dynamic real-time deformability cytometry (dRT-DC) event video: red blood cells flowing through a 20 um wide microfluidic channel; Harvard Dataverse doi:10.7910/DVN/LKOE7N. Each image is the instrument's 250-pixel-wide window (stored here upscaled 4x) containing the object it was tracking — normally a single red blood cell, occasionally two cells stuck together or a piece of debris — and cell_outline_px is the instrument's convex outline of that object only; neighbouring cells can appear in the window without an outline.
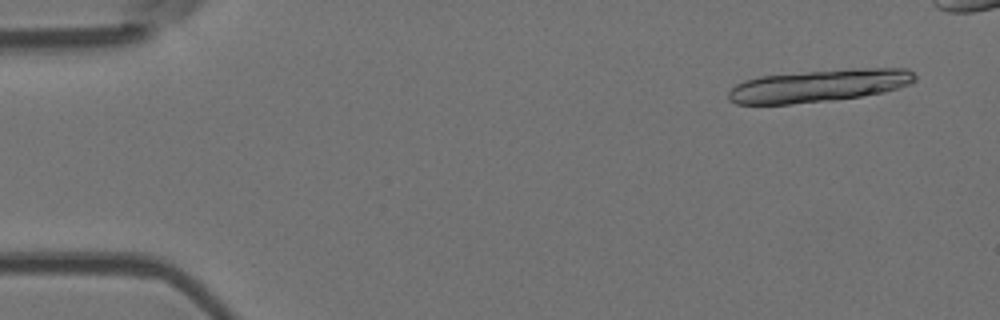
{"species": "Egyptian fruit bat (a non-hibernating species)", "species_latin": "Rousettus aegyptiacus", "temperature_condition": "room temperature", "stored_images_in_passage": 5, "camera_frame_rate_fps": 3000, "um_per_image_px": 0.085, "animal": {"sex": "female"}, "frame": {"image": 1, "passage_image": 1, "time_ms": 0.0, "image_size_px": [1000, 320], "cell_outline_px": [[916, 80], [908, 84], [884, 92], [860, 96], [832, 100], [792, 104], [736, 104], [728, 100], [728, 92], [736, 84], [744, 80], [760, 76], [852, 68], [908, 68], [916, 76]], "centroid_in_image_um": [69.59, 7.28], "position_along_channel_um": 15.4, "area_um2": 35.2}}